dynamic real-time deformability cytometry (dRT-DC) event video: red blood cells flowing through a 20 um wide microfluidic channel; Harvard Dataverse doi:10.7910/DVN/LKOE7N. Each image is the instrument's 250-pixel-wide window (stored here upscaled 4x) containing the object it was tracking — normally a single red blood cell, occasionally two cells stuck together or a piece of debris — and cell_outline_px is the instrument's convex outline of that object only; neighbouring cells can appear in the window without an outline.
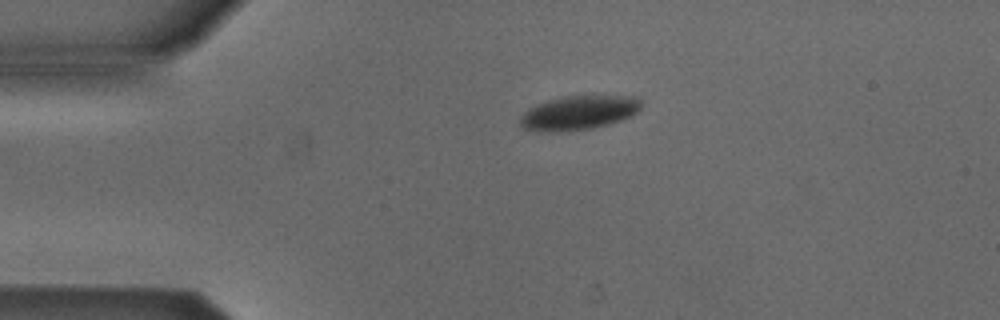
{"species": "Egyptian fruit bat (a non-hibernating species)", "species_latin": "Rousettus aegyptiacus", "temperature_condition": "cold", "stored_images_in_passage": 35, "camera_frame_rate_fps": 3000, "um_per_image_px": 0.085, "animal": {"sex": "male"}, "frame": {"image": 1, "passage_image": 1, "time_ms": 0.0, "image_size_px": [1000, 320], "cell_outline_px": [[644, 104], [636, 112], [620, 120], [608, 124], [588, 128], [560, 132], [544, 132], [524, 128], [520, 124], [520, 116], [528, 108], [536, 104], [560, 96], [640, 96]], "centroid_in_image_um": [49.18, 9.56], "position_along_channel_um": 35.8, "area_um2": 24.1}}
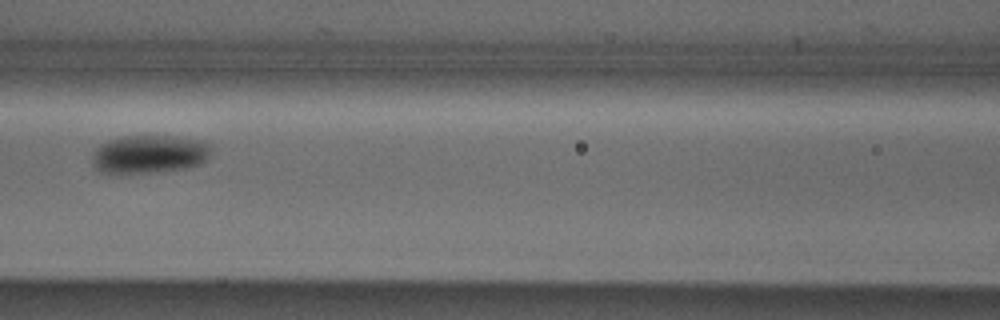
{"frame": {"image": 2, "passage_image": 13, "time_ms": 4.0, "image_size_px": [1000, 320], "cell_outline_px": [[212, 152], [200, 164], [184, 168], [148, 172], [104, 172], [96, 168], [92, 160], [96, 148], [100, 144], [108, 140], [120, 136], [176, 136], [196, 140], [208, 144]], "centroid_in_image_um": [12.68, 13.08], "position_along_channel_um": 153.9, "area_um2": 25.95}}
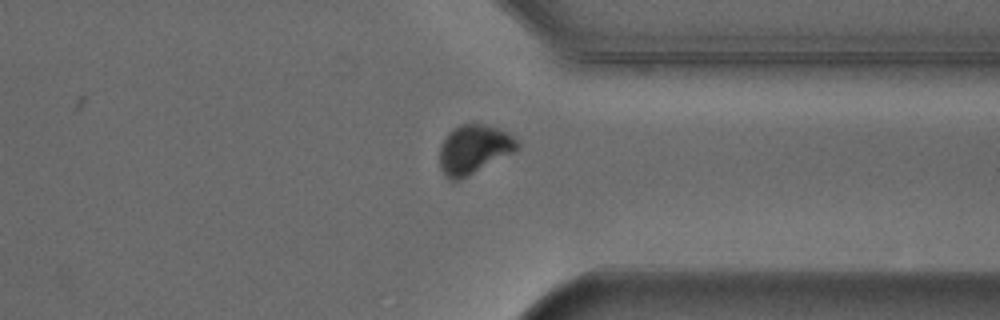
{"frame": {"image": 3, "passage_image": 30, "time_ms": 9.667, "image_size_px": [1000, 320], "cell_outline_px": [[520, 148], [468, 176], [460, 180], [452, 180], [444, 176], [440, 168], [440, 144], [448, 132], [452, 128], [460, 124], [472, 120], [500, 128], [508, 132], [520, 144]], "centroid_in_image_um": [40.26, 12.64], "position_along_channel_um": 371.1, "area_um2": 22.66}, "authors_computed_cell_mechanics": {"area_um2": 25.6632, "velocity_mm_per_s": 3.8761, "shape_relaxation_time_tau1_ms": 3.7093, "shape_relaxation_time_tau2_ms": null, "deformation_change_tau1": 0.1044, "deformation_change_tau2": null}}